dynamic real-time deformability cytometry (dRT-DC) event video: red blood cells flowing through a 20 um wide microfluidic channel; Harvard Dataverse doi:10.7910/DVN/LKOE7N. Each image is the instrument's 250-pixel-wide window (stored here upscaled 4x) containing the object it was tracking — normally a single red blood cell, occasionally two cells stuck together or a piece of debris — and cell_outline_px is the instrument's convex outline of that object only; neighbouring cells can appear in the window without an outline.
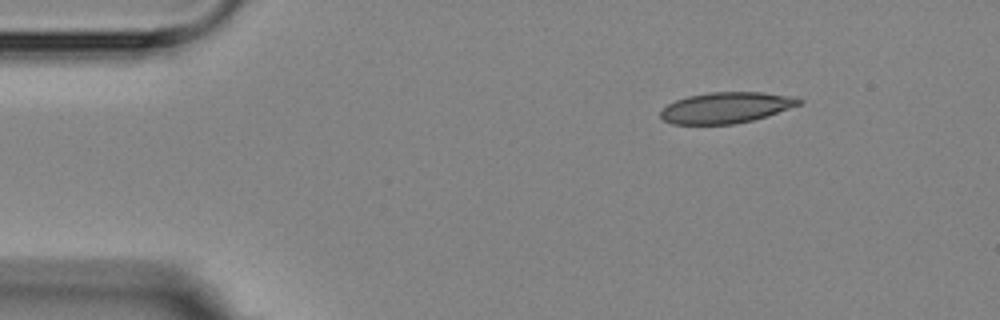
{"species": "Egyptian fruit bat (a non-hibernating species)", "species_latin": "Rousettus aegyptiacus", "temperature_condition": "room temperature", "stored_images_in_passage": 3, "camera_frame_rate_fps": 3000, "um_per_image_px": 0.085, "animal": {"sex": "female"}, "frame": {"image": 1, "passage_image": 1, "time_ms": 0.0, "image_size_px": [1000, 320], "cell_outline_px": [[804, 100], [800, 104], [752, 120], [732, 124], [672, 124], [664, 120], [660, 116], [660, 112], [668, 104], [676, 100], [688, 96], [708, 92], [760, 92], [796, 96]], "centroid_in_image_um": [61.71, 9.14], "position_along_channel_um": 23.3, "area_um2": 24.74}}